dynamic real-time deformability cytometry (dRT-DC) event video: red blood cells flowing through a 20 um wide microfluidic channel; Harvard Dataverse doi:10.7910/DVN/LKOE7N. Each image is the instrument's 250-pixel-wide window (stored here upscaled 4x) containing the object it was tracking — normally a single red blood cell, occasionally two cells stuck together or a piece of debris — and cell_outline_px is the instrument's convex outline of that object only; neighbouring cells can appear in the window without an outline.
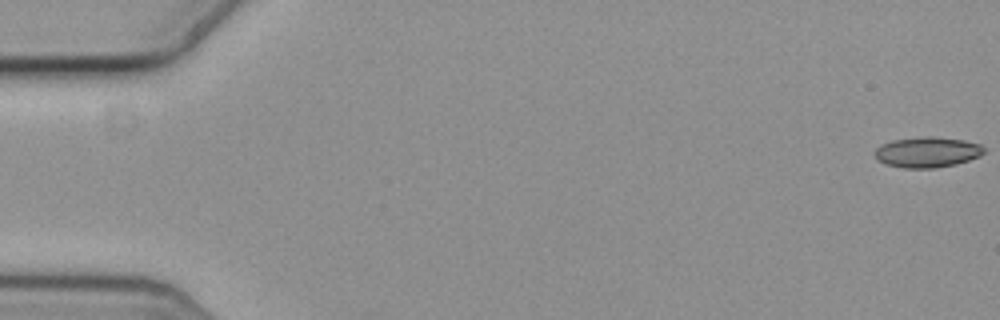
{"species": "common noctule bat (a hibernating species)", "species_latin": "Nyctalus noctula", "temperature_condition": "cold", "stored_images_in_passage": 3, "camera_frame_rate_fps": 3000, "um_per_image_px": 0.085, "animal": {"sex": "female", "body_mass_g": 19.3, "forearm_length_mm": 54.1}, "frame": {"image": 1, "passage_image": 1, "time_ms": 0.0, "image_size_px": [1000, 320], "cell_outline_px": [[984, 152], [980, 156], [956, 164], [936, 168], [904, 168], [884, 164], [876, 160], [872, 152], [880, 144], [892, 140], [920, 136], [936, 136], [964, 140], [980, 144], [984, 148]], "centroid_in_image_um": [78.76, 12.93], "position_along_channel_um": 6.2, "area_um2": 19.83}}